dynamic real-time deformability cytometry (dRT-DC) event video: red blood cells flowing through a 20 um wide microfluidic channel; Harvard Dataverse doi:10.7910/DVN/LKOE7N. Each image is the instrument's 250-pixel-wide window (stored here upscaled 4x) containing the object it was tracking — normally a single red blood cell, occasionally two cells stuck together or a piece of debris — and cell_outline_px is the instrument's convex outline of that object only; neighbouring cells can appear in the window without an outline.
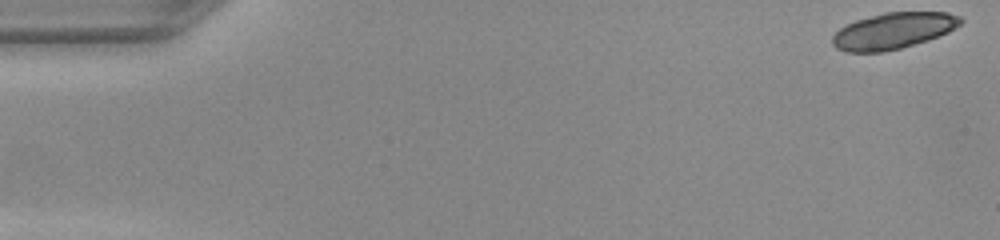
{"species": "common noctule bat (a hibernating species)", "species_latin": "Nyctalus noctula", "temperature_condition": "warm", "stored_images_in_passage": 8, "camera_frame_rate_fps": 3000, "um_per_image_px": 0.085, "animal": {"sex": "female", "body_mass_g": 22.0, "forearm_length_mm": 56.7}, "frame": {"image": 1, "passage_image": 1, "time_ms": 0.0, "image_size_px": [1000, 240], "cell_outline_px": [[964, 20], [960, 24], [948, 32], [928, 40], [900, 48], [884, 52], [844, 52], [836, 48], [832, 44], [832, 36], [840, 28], [856, 20], [884, 12], [948, 12], [960, 16]], "centroid_in_image_um": [75.92, 2.62], "position_along_channel_um": 9.1, "area_um2": 27.05}}